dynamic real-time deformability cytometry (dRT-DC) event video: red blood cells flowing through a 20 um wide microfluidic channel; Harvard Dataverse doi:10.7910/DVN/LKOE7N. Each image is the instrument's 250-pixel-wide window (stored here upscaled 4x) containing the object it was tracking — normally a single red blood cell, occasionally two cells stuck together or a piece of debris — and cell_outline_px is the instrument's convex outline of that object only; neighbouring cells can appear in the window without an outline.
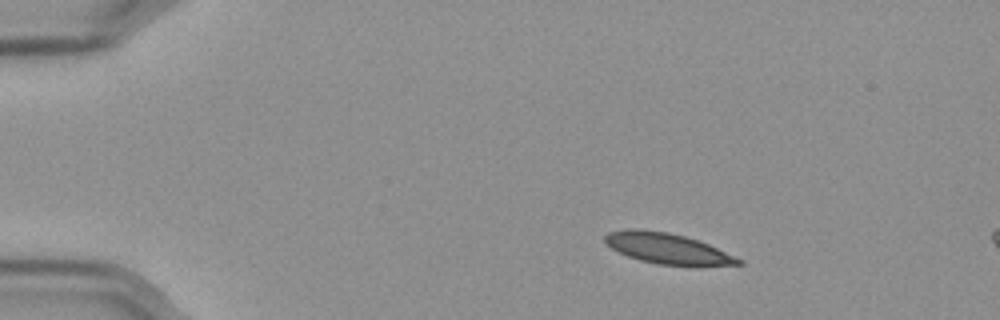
{"species": "Egyptian fruit bat (a non-hibernating species)", "species_latin": "Rousettus aegyptiacus", "temperature_condition": "cold", "stored_images_in_passage": 8, "camera_frame_rate_fps": 3000, "um_per_image_px": 0.085, "frame": {"image": 1, "passage_image": 1, "time_ms": 0.0, "image_size_px": [1000, 320], "cell_outline_px": [[744, 264], [700, 268], [692, 268], [660, 264], [640, 260], [628, 256], [612, 248], [604, 240], [604, 236], [608, 232], [624, 228], [640, 228], [668, 232], [684, 236], [708, 244], [744, 260]], "centroid_in_image_um": [56.81, 21.15], "position_along_channel_um": 28.2, "area_um2": 24.57}}